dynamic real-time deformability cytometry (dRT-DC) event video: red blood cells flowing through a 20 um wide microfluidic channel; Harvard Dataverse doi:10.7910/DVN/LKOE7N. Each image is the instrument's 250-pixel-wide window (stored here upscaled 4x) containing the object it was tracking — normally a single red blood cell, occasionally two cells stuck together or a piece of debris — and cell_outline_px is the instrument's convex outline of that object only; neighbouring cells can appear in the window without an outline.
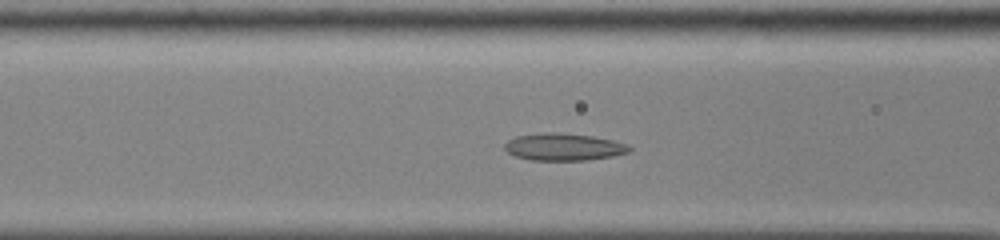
{"species": "common noctule bat (a hibernating species)", "species_latin": "Nyctalus noctula", "temperature_condition": "cold", "stored_images_in_passage": 43, "camera_frame_rate_fps": 3000, "um_per_image_px": 0.085, "animal": {"sex": "male", "body_mass_g": 13.0, "forearm_length_mm": 53.1}, "frame": {"image": 1, "passage_image": 12, "time_ms": 3.667, "image_size_px": [1000, 240], "cell_outline_px": [[632, 148], [628, 152], [612, 156], [584, 160], [532, 160], [516, 156], [508, 152], [504, 148], [504, 144], [508, 140], [516, 136], [544, 132], [552, 132], [592, 136], [612, 140], [628, 144]], "centroid_in_image_um": [47.9, 12.48], "position_along_channel_um": 118.7, "area_um2": 19.59}}
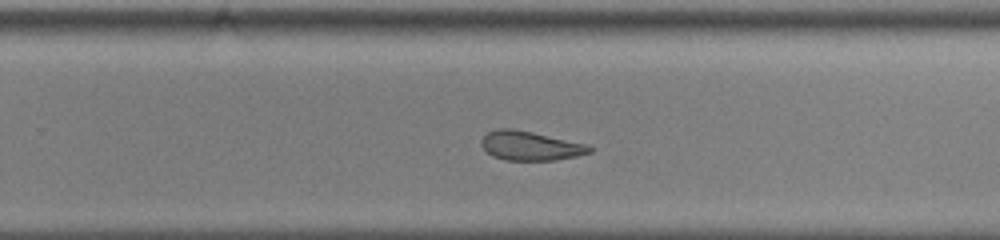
{"frame": {"image": 2, "passage_image": 25, "time_ms": 8.0, "image_size_px": [1000, 240], "cell_outline_px": [[592, 152], [576, 156], [556, 160], [504, 160], [492, 156], [480, 144], [480, 140], [488, 132], [496, 128], [512, 128], [532, 132], [588, 144], [592, 148]], "centroid_in_image_um": [45.06, 12.39], "position_along_channel_um": 284.7, "area_um2": 18.44}}
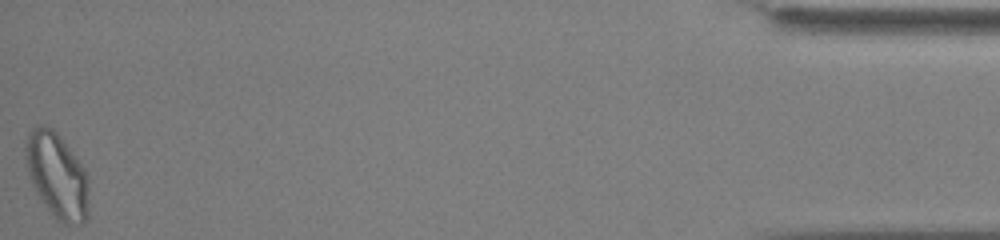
{"frame": {"image": 3, "passage_image": 43, "time_ms": 14.0, "image_size_px": [1000, 240], "cell_outline_px": [[88, 220], [80, 224], [64, 224], [56, 220], [36, 192], [32, 184], [28, 172], [24, 152], [24, 144], [28, 132], [36, 124], [44, 124], [52, 128], [60, 136], [76, 156], [84, 168], [88, 176]], "centroid_in_image_um": [4.84, 14.9], "position_along_channel_um": 430.4, "area_um2": 31.91}, "authors_computed_cell_mechanics": {"area_um2": 20.6346, "velocity_mm_per_s": 3.8328, "shape_relaxation_time_tau1_ms": null, "shape_relaxation_time_tau2_ms": 2.3566, "deformation_change_tau1": null, "deformation_change_tau2": 0.0969}}